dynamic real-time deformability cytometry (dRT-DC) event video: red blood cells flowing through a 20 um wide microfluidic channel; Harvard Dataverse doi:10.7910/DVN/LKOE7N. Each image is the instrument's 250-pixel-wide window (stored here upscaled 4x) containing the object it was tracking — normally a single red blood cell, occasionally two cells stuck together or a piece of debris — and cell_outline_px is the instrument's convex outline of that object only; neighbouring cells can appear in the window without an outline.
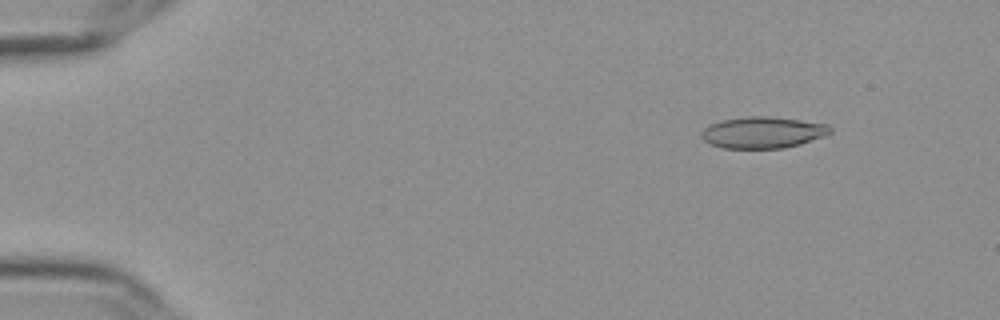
{"species": "Egyptian fruit bat (a non-hibernating species)", "species_latin": "Rousettus aegyptiacus", "temperature_condition": "cold", "stored_images_in_passage": 55, "camera_frame_rate_fps": 3000, "um_per_image_px": 0.085, "frame": {"image": 1, "passage_image": 5, "time_ms": 1.333, "image_size_px": [1000, 320], "cell_outline_px": [[832, 132], [824, 136], [800, 144], [784, 148], [724, 148], [712, 144], [704, 140], [700, 136], [700, 132], [704, 128], [720, 120], [748, 116], [772, 116], [828, 124], [832, 128]], "centroid_in_image_um": [64.85, 11.25], "position_along_channel_um": 20.2, "area_um2": 23.64}}
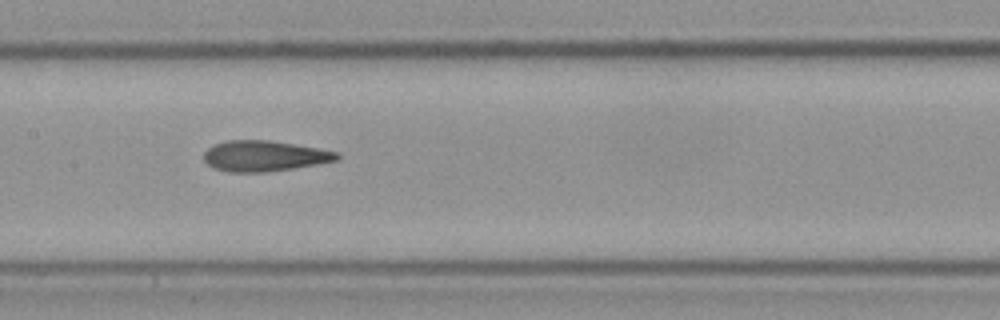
{"frame": {"image": 2, "passage_image": 27, "time_ms": 8.667, "image_size_px": [1000, 320], "cell_outline_px": [[340, 156], [336, 160], [316, 164], [292, 168], [264, 172], [228, 172], [212, 168], [204, 160], [204, 152], [212, 144], [228, 140], [268, 140], [340, 152]], "centroid_in_image_um": [22.41, 13.26], "position_along_channel_um": 185.0, "area_um2": 23.64}}
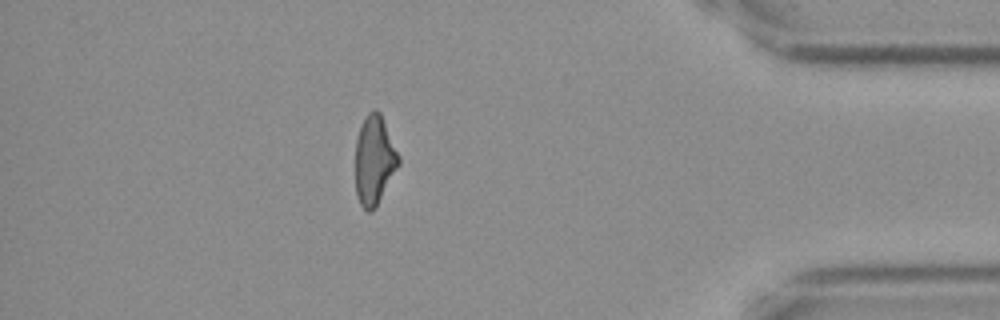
{"frame": {"image": 3, "passage_image": 48, "time_ms": 15.667, "image_size_px": [1000, 320], "cell_outline_px": [[400, 164], [372, 212], [368, 212], [360, 204], [356, 196], [356, 140], [360, 124], [368, 112], [376, 108], [380, 112], [400, 156]], "centroid_in_image_um": [31.81, 13.58], "position_along_channel_um": 403.4, "area_um2": 22.43}, "authors_computed_cell_mechanics": {"area_um2": 23.9292, "velocity_mm_per_s": 3.6481, "shape_relaxation_time_tau1_ms": 10.2726, "shape_relaxation_time_tau2_ms": 2.3883, "deformation_change_tau1": 0.2177, "deformation_change_tau2": 0.1077}}